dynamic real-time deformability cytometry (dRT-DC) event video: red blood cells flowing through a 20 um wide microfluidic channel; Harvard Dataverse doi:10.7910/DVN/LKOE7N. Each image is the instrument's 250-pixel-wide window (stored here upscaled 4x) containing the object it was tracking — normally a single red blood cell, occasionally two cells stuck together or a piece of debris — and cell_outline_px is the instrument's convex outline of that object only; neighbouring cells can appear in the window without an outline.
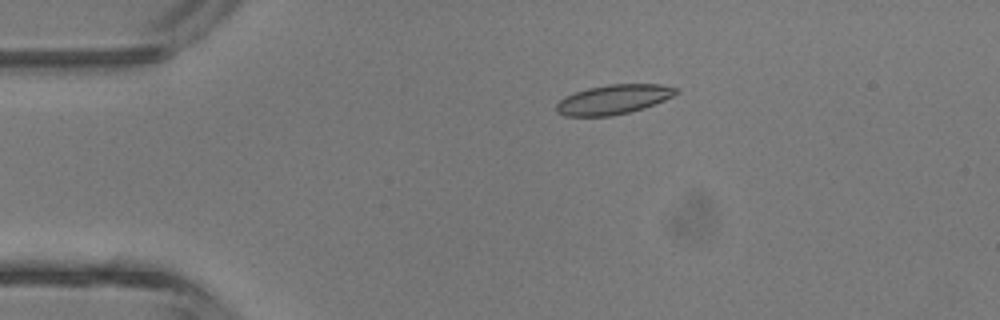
{"species": "common noctule bat (a hibernating species)", "species_latin": "Nyctalus noctula", "temperature_condition": "room temperature", "stored_images_in_passage": 4, "camera_frame_rate_fps": 3000, "um_per_image_px": 0.085, "animal": {"sex": "male", "body_mass_g": 13.3}, "frame": {"image": 1, "passage_image": 3, "time_ms": 2.0, "image_size_px": [1000, 320], "cell_outline_px": [[680, 92], [664, 100], [644, 108], [612, 116], [564, 116], [556, 112], [556, 104], [564, 96], [588, 88], [608, 84], [660, 84], [680, 88]], "centroid_in_image_um": [52.15, 8.45], "position_along_channel_um": 32.8, "area_um2": 20.69}}